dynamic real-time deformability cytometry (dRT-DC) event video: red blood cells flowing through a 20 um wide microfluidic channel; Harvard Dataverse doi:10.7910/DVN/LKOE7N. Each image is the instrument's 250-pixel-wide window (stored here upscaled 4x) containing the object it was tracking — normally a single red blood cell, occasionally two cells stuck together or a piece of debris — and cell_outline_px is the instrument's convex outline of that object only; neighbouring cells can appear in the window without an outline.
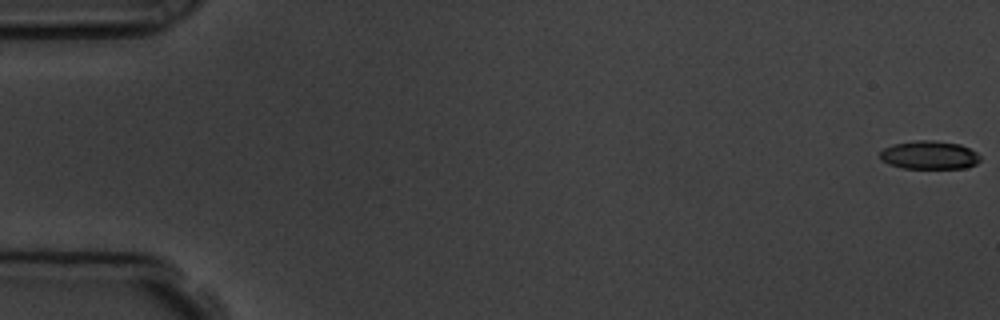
{"species": "common noctule bat (a hibernating species)", "species_latin": "Nyctalus noctula", "temperature_condition": "room temperature", "stored_images_in_passage": 55, "camera_frame_rate_fps": 3000, "um_per_image_px": 0.085, "animal": {"sex": "male", "body_mass_g": 19.5, "forearm_length_mm": 54.6}, "frame": {"image": 1, "passage_image": 1, "time_ms": 0.0, "image_size_px": [1000, 320], "cell_outline_px": [[980, 160], [976, 164], [964, 168], [904, 168], [888, 164], [880, 160], [880, 152], [884, 148], [892, 144], [916, 140], [932, 140], [960, 144], [976, 152], [980, 156]], "centroid_in_image_um": [78.97, 13.18], "position_along_channel_um": 6.0, "area_um2": 16.59}}
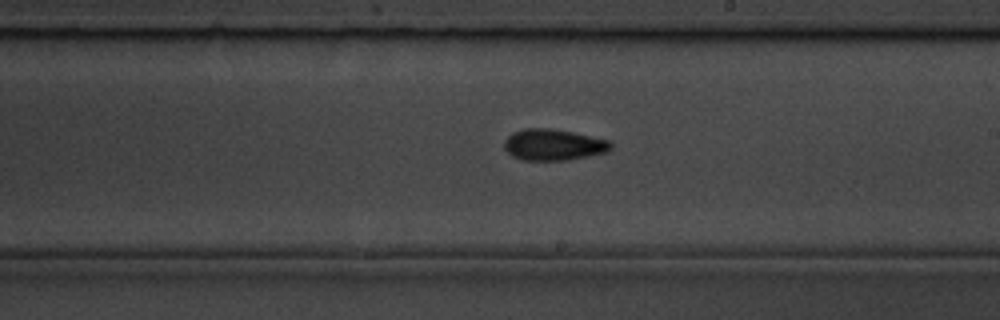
{"frame": {"image": 2, "passage_image": 32, "time_ms": 10.333, "image_size_px": [1000, 320], "cell_outline_px": [[612, 148], [608, 152], [568, 160], [520, 160], [512, 156], [504, 148], [504, 140], [512, 132], [524, 128], [548, 128], [572, 132], [612, 140]], "centroid_in_image_um": [47.06, 12.3], "position_along_channel_um": 241.9, "area_um2": 19.65}}
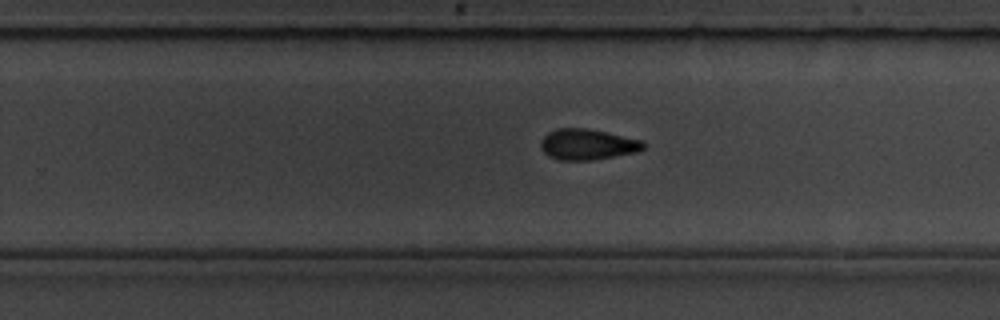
{"frame": {"image": 3, "passage_image": 35, "time_ms": 11.333, "image_size_px": [1000, 320], "cell_outline_px": [[648, 144], [640, 152], [592, 160], [560, 160], [548, 156], [540, 148], [540, 140], [548, 132], [556, 128], [588, 128], [644, 140]], "centroid_in_image_um": [49.97, 12.27], "position_along_channel_um": 279.8, "area_um2": 18.84}, "authors_computed_cell_mechanics": {"area_um2": 18.1492, "velocity_mm_per_s": 3.7943, "shape_relaxation_time_tau1_ms": 4.7246, "shape_relaxation_time_tau2_ms": 3.741, "deformation_change_tau1": 0.1048, "deformation_change_tau2": 0.1101}}